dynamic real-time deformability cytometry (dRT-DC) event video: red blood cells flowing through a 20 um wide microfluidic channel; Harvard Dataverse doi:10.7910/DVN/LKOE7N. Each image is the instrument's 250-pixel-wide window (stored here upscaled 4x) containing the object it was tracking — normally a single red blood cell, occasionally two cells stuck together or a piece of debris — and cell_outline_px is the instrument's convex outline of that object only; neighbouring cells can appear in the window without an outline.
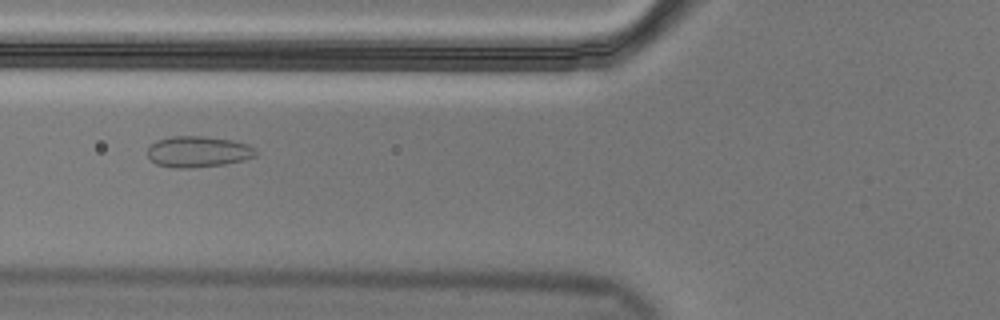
{"species": "Egyptian fruit bat (a non-hibernating species)", "species_latin": "Rousettus aegyptiacus", "temperature_condition": "cold", "stored_images_in_passage": 39, "camera_frame_rate_fps": 3000, "um_per_image_px": 0.085, "animal": {"sex": "male"}, "frame": {"image": 1, "passage_image": 4, "time_ms": 1.0, "image_size_px": [1000, 320], "cell_outline_px": [[256, 156], [244, 160], [224, 164], [188, 168], [176, 168], [156, 164], [148, 156], [148, 148], [156, 140], [172, 136], [208, 136], [232, 140], [248, 144], [256, 148]], "centroid_in_image_um": [16.86, 12.88], "position_along_channel_um": 108.9, "area_um2": 19.65}}
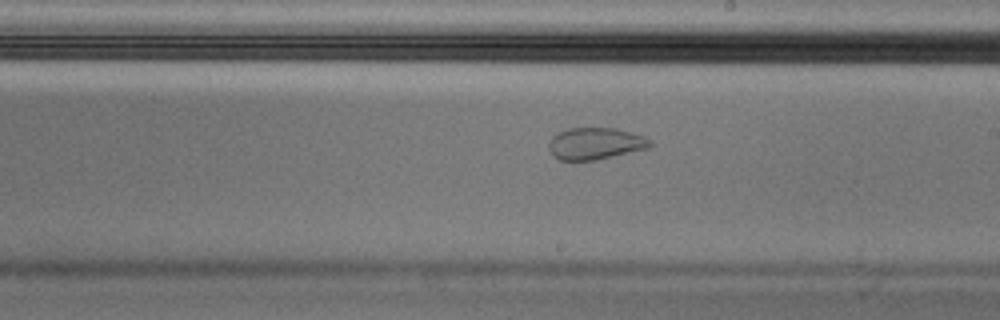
{"frame": {"image": 2, "passage_image": 15, "time_ms": 4.667, "image_size_px": [1000, 320], "cell_outline_px": [[652, 144], [648, 148], [596, 160], [560, 160], [552, 156], [548, 148], [548, 144], [552, 136], [556, 132], [568, 128], [616, 128], [644, 136], [652, 140]], "centroid_in_image_um": [50.57, 12.2], "position_along_channel_um": 238.4, "area_um2": 18.96}}
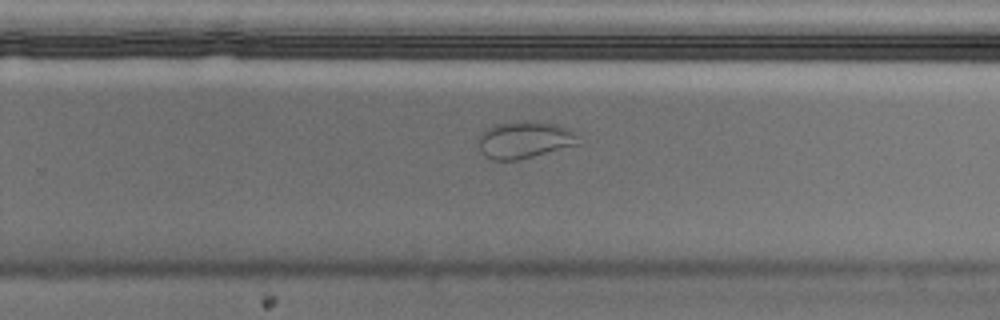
{"frame": {"image": 3, "passage_image": 19, "time_ms": 6.0, "image_size_px": [1000, 320], "cell_outline_px": [[580, 144], [516, 160], [492, 160], [484, 156], [480, 152], [480, 136], [492, 124], [516, 120], [540, 120], [556, 124], [572, 132], [576, 136]], "centroid_in_image_um": [44.55, 11.86], "position_along_channel_um": 285.2, "area_um2": 21.56}}